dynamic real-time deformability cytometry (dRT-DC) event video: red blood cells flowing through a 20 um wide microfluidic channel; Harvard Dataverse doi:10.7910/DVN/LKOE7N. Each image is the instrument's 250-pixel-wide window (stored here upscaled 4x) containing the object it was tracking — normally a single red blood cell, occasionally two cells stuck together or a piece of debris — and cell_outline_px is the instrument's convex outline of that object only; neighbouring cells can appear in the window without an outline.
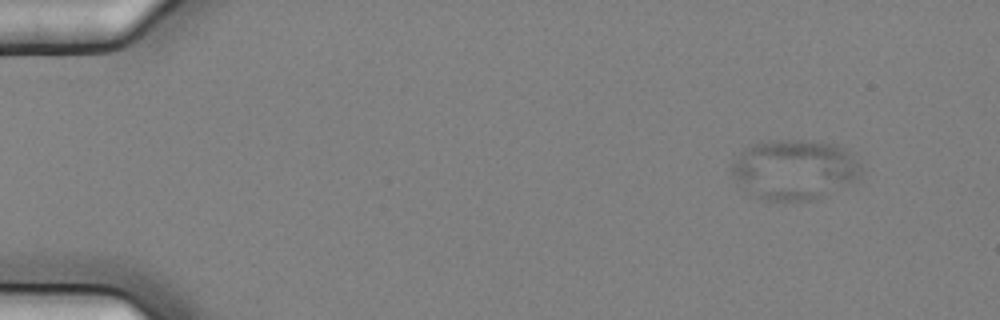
{"species": "common noctule bat (a hibernating species)", "species_latin": "Nyctalus noctula", "temperature_condition": "cold", "stored_images_in_passage": 7, "camera_frame_rate_fps": 3000, "um_per_image_px": 0.085, "animal": {"sex": "female", "body_mass_g": 25.1}, "frame": {"image": 1, "passage_image": 1, "time_ms": 0.0, "image_size_px": [1000, 320], "cell_outline_px": [[860, 176], [812, 200], [764, 200], [744, 192], [736, 180], [732, 172], [732, 164], [740, 152], [744, 148], [752, 144], [768, 140], [804, 140], [836, 144], [852, 152], [860, 164]], "centroid_in_image_um": [67.47, 14.38], "position_along_channel_um": 17.5, "area_um2": 44.91}}
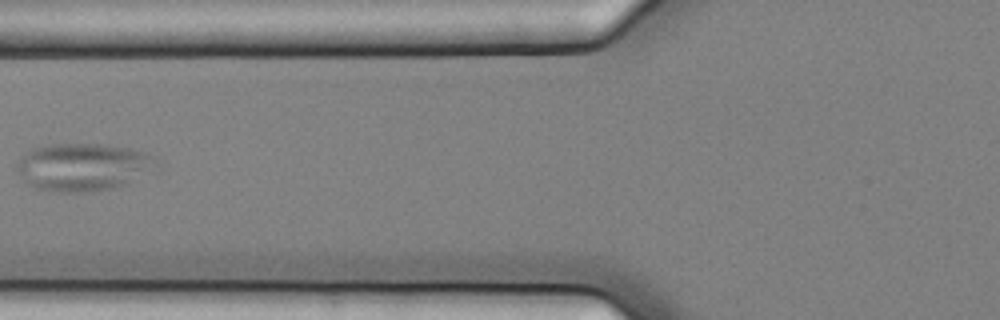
{"frame": {"image": 2, "passage_image": 6, "time_ms": 1.667, "image_size_px": [1000, 320], "cell_outline_px": [[160, 168], [124, 184], [112, 188], [92, 192], [52, 192], [36, 188], [28, 184], [16, 172], [16, 164], [20, 156], [32, 148], [48, 144], [100, 144], [132, 148], [156, 156], [160, 164]], "centroid_in_image_um": [7.08, 14.19], "position_along_channel_um": 118.7, "area_um2": 39.48}}
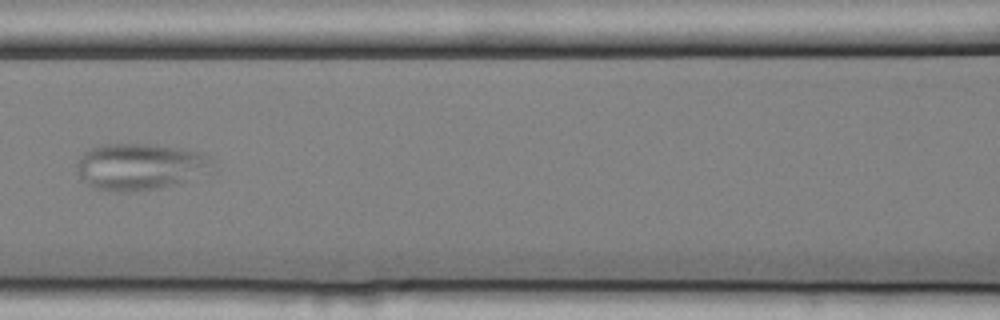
{"frame": {"image": 3, "passage_image": 7, "time_ms": 2.0, "image_size_px": [1000, 320], "cell_outline_px": [[216, 164], [212, 172], [160, 188], [132, 192], [116, 192], [96, 188], [88, 184], [80, 176], [76, 168], [76, 164], [80, 156], [84, 152], [92, 148], [104, 144], [148, 144], [180, 148], [204, 152]], "centroid_in_image_um": [11.95, 14.16], "position_along_channel_um": 154.7, "area_um2": 37.05}}